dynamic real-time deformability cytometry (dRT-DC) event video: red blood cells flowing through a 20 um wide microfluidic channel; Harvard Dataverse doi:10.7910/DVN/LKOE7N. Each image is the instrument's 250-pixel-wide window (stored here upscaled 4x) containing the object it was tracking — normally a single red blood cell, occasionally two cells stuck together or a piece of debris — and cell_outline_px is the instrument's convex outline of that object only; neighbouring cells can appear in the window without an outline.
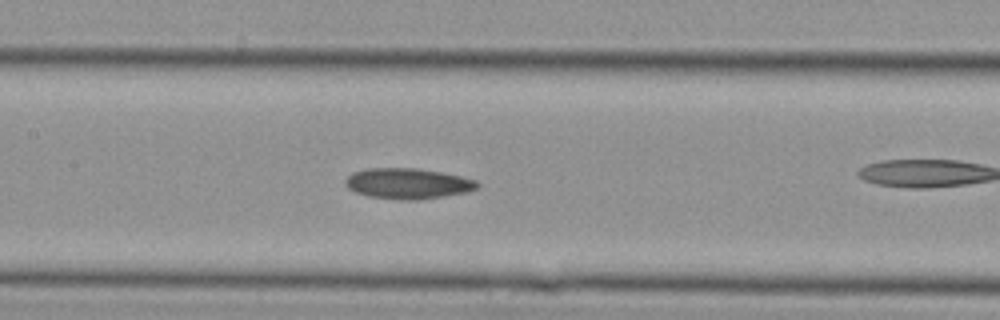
{"species": "Egyptian fruit bat (a non-hibernating species)", "species_latin": "Rousettus aegyptiacus", "temperature_condition": "cold", "stored_images_in_passage": 31, "camera_frame_rate_fps": 3000, "um_per_image_px": 0.085, "animal": {"sex": "female"}, "frame": {"image": 1, "passage_image": 14, "time_ms": 4.333, "image_size_px": [1000, 320], "cell_outline_px": [[480, 184], [476, 188], [468, 192], [420, 200], [404, 200], [368, 196], [356, 192], [348, 188], [344, 180], [352, 172], [368, 168], [416, 168], [440, 172], [460, 176], [476, 180]], "centroid_in_image_um": [34.66, 15.6], "position_along_channel_um": 172.7, "area_um2": 23.52}}